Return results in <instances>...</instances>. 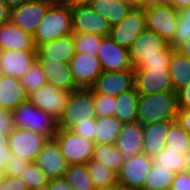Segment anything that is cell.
I'll list each match as a JSON object with an SVG mask.
<instances>
[{
  "mask_svg": "<svg viewBox=\"0 0 190 190\" xmlns=\"http://www.w3.org/2000/svg\"><path fill=\"white\" fill-rule=\"evenodd\" d=\"M172 50L166 40L146 28L129 48L132 67L134 70L168 68Z\"/></svg>",
  "mask_w": 190,
  "mask_h": 190,
  "instance_id": "cell-1",
  "label": "cell"
},
{
  "mask_svg": "<svg viewBox=\"0 0 190 190\" xmlns=\"http://www.w3.org/2000/svg\"><path fill=\"white\" fill-rule=\"evenodd\" d=\"M176 114L175 92L139 95L136 122L142 126L160 121H173Z\"/></svg>",
  "mask_w": 190,
  "mask_h": 190,
  "instance_id": "cell-2",
  "label": "cell"
},
{
  "mask_svg": "<svg viewBox=\"0 0 190 190\" xmlns=\"http://www.w3.org/2000/svg\"><path fill=\"white\" fill-rule=\"evenodd\" d=\"M96 119L94 93L90 88H79L70 92L62 116L58 119L59 129L73 130L77 125Z\"/></svg>",
  "mask_w": 190,
  "mask_h": 190,
  "instance_id": "cell-3",
  "label": "cell"
},
{
  "mask_svg": "<svg viewBox=\"0 0 190 190\" xmlns=\"http://www.w3.org/2000/svg\"><path fill=\"white\" fill-rule=\"evenodd\" d=\"M70 6L52 4L33 35L35 47L72 34Z\"/></svg>",
  "mask_w": 190,
  "mask_h": 190,
  "instance_id": "cell-4",
  "label": "cell"
},
{
  "mask_svg": "<svg viewBox=\"0 0 190 190\" xmlns=\"http://www.w3.org/2000/svg\"><path fill=\"white\" fill-rule=\"evenodd\" d=\"M14 128L28 129L41 133L49 139L58 131V120L47 112L36 108L28 100L12 111Z\"/></svg>",
  "mask_w": 190,
  "mask_h": 190,
  "instance_id": "cell-5",
  "label": "cell"
},
{
  "mask_svg": "<svg viewBox=\"0 0 190 190\" xmlns=\"http://www.w3.org/2000/svg\"><path fill=\"white\" fill-rule=\"evenodd\" d=\"M53 139L58 143L68 166L87 163L92 158L94 142L72 130L58 129Z\"/></svg>",
  "mask_w": 190,
  "mask_h": 190,
  "instance_id": "cell-6",
  "label": "cell"
},
{
  "mask_svg": "<svg viewBox=\"0 0 190 190\" xmlns=\"http://www.w3.org/2000/svg\"><path fill=\"white\" fill-rule=\"evenodd\" d=\"M49 138L28 129L14 128L7 136L10 152L21 158L34 162Z\"/></svg>",
  "mask_w": 190,
  "mask_h": 190,
  "instance_id": "cell-7",
  "label": "cell"
},
{
  "mask_svg": "<svg viewBox=\"0 0 190 190\" xmlns=\"http://www.w3.org/2000/svg\"><path fill=\"white\" fill-rule=\"evenodd\" d=\"M146 28L156 32L168 43L175 34L179 11L171 5H150L144 7Z\"/></svg>",
  "mask_w": 190,
  "mask_h": 190,
  "instance_id": "cell-8",
  "label": "cell"
},
{
  "mask_svg": "<svg viewBox=\"0 0 190 190\" xmlns=\"http://www.w3.org/2000/svg\"><path fill=\"white\" fill-rule=\"evenodd\" d=\"M70 11L73 33L110 35L111 25L89 5H71Z\"/></svg>",
  "mask_w": 190,
  "mask_h": 190,
  "instance_id": "cell-9",
  "label": "cell"
},
{
  "mask_svg": "<svg viewBox=\"0 0 190 190\" xmlns=\"http://www.w3.org/2000/svg\"><path fill=\"white\" fill-rule=\"evenodd\" d=\"M144 7L132 8L129 14L117 25L112 26L109 37L120 47L127 50L146 29Z\"/></svg>",
  "mask_w": 190,
  "mask_h": 190,
  "instance_id": "cell-10",
  "label": "cell"
},
{
  "mask_svg": "<svg viewBox=\"0 0 190 190\" xmlns=\"http://www.w3.org/2000/svg\"><path fill=\"white\" fill-rule=\"evenodd\" d=\"M70 92L61 90L51 83H45L40 88L27 95V100L36 108L54 116L57 120L62 116Z\"/></svg>",
  "mask_w": 190,
  "mask_h": 190,
  "instance_id": "cell-11",
  "label": "cell"
},
{
  "mask_svg": "<svg viewBox=\"0 0 190 190\" xmlns=\"http://www.w3.org/2000/svg\"><path fill=\"white\" fill-rule=\"evenodd\" d=\"M134 86L139 95L174 92L168 68L134 70Z\"/></svg>",
  "mask_w": 190,
  "mask_h": 190,
  "instance_id": "cell-12",
  "label": "cell"
},
{
  "mask_svg": "<svg viewBox=\"0 0 190 190\" xmlns=\"http://www.w3.org/2000/svg\"><path fill=\"white\" fill-rule=\"evenodd\" d=\"M52 5L50 0H30L11 10L10 20L23 31L34 35L37 26Z\"/></svg>",
  "mask_w": 190,
  "mask_h": 190,
  "instance_id": "cell-13",
  "label": "cell"
},
{
  "mask_svg": "<svg viewBox=\"0 0 190 190\" xmlns=\"http://www.w3.org/2000/svg\"><path fill=\"white\" fill-rule=\"evenodd\" d=\"M153 165V159L141 153L124 159L117 182L141 190Z\"/></svg>",
  "mask_w": 190,
  "mask_h": 190,
  "instance_id": "cell-14",
  "label": "cell"
},
{
  "mask_svg": "<svg viewBox=\"0 0 190 190\" xmlns=\"http://www.w3.org/2000/svg\"><path fill=\"white\" fill-rule=\"evenodd\" d=\"M69 66L79 88H90L103 72L99 58L89 54L75 53Z\"/></svg>",
  "mask_w": 190,
  "mask_h": 190,
  "instance_id": "cell-15",
  "label": "cell"
},
{
  "mask_svg": "<svg viewBox=\"0 0 190 190\" xmlns=\"http://www.w3.org/2000/svg\"><path fill=\"white\" fill-rule=\"evenodd\" d=\"M103 72H118L133 69L129 50L117 45L109 36L103 37L97 54Z\"/></svg>",
  "mask_w": 190,
  "mask_h": 190,
  "instance_id": "cell-16",
  "label": "cell"
},
{
  "mask_svg": "<svg viewBox=\"0 0 190 190\" xmlns=\"http://www.w3.org/2000/svg\"><path fill=\"white\" fill-rule=\"evenodd\" d=\"M134 87V69L102 72L90 87L94 94L118 96Z\"/></svg>",
  "mask_w": 190,
  "mask_h": 190,
  "instance_id": "cell-17",
  "label": "cell"
},
{
  "mask_svg": "<svg viewBox=\"0 0 190 190\" xmlns=\"http://www.w3.org/2000/svg\"><path fill=\"white\" fill-rule=\"evenodd\" d=\"M37 61L40 64L50 62L69 63L75 54L74 39L72 34L65 37L40 44L36 47Z\"/></svg>",
  "mask_w": 190,
  "mask_h": 190,
  "instance_id": "cell-18",
  "label": "cell"
},
{
  "mask_svg": "<svg viewBox=\"0 0 190 190\" xmlns=\"http://www.w3.org/2000/svg\"><path fill=\"white\" fill-rule=\"evenodd\" d=\"M34 162L48 176L49 180L62 178L68 167L60 147L54 139L47 141Z\"/></svg>",
  "mask_w": 190,
  "mask_h": 190,
  "instance_id": "cell-19",
  "label": "cell"
},
{
  "mask_svg": "<svg viewBox=\"0 0 190 190\" xmlns=\"http://www.w3.org/2000/svg\"><path fill=\"white\" fill-rule=\"evenodd\" d=\"M36 61V51H0V74L21 79Z\"/></svg>",
  "mask_w": 190,
  "mask_h": 190,
  "instance_id": "cell-20",
  "label": "cell"
},
{
  "mask_svg": "<svg viewBox=\"0 0 190 190\" xmlns=\"http://www.w3.org/2000/svg\"><path fill=\"white\" fill-rule=\"evenodd\" d=\"M36 51L33 36L18 26L11 20L0 26V51Z\"/></svg>",
  "mask_w": 190,
  "mask_h": 190,
  "instance_id": "cell-21",
  "label": "cell"
},
{
  "mask_svg": "<svg viewBox=\"0 0 190 190\" xmlns=\"http://www.w3.org/2000/svg\"><path fill=\"white\" fill-rule=\"evenodd\" d=\"M143 126L138 122L122 123L115 145L124 159L143 153Z\"/></svg>",
  "mask_w": 190,
  "mask_h": 190,
  "instance_id": "cell-22",
  "label": "cell"
},
{
  "mask_svg": "<svg viewBox=\"0 0 190 190\" xmlns=\"http://www.w3.org/2000/svg\"><path fill=\"white\" fill-rule=\"evenodd\" d=\"M171 121H160L143 126V153L154 159L166 145V136Z\"/></svg>",
  "mask_w": 190,
  "mask_h": 190,
  "instance_id": "cell-23",
  "label": "cell"
},
{
  "mask_svg": "<svg viewBox=\"0 0 190 190\" xmlns=\"http://www.w3.org/2000/svg\"><path fill=\"white\" fill-rule=\"evenodd\" d=\"M27 100L20 79L0 74V108L13 111Z\"/></svg>",
  "mask_w": 190,
  "mask_h": 190,
  "instance_id": "cell-24",
  "label": "cell"
},
{
  "mask_svg": "<svg viewBox=\"0 0 190 190\" xmlns=\"http://www.w3.org/2000/svg\"><path fill=\"white\" fill-rule=\"evenodd\" d=\"M40 65L46 74L47 83L67 92L79 89L73 80L69 63L50 62Z\"/></svg>",
  "mask_w": 190,
  "mask_h": 190,
  "instance_id": "cell-25",
  "label": "cell"
},
{
  "mask_svg": "<svg viewBox=\"0 0 190 190\" xmlns=\"http://www.w3.org/2000/svg\"><path fill=\"white\" fill-rule=\"evenodd\" d=\"M89 6L100 14L110 25L119 24L131 11V7L120 0H94Z\"/></svg>",
  "mask_w": 190,
  "mask_h": 190,
  "instance_id": "cell-26",
  "label": "cell"
},
{
  "mask_svg": "<svg viewBox=\"0 0 190 190\" xmlns=\"http://www.w3.org/2000/svg\"><path fill=\"white\" fill-rule=\"evenodd\" d=\"M169 73L176 93L190 83V60L177 50H172Z\"/></svg>",
  "mask_w": 190,
  "mask_h": 190,
  "instance_id": "cell-27",
  "label": "cell"
},
{
  "mask_svg": "<svg viewBox=\"0 0 190 190\" xmlns=\"http://www.w3.org/2000/svg\"><path fill=\"white\" fill-rule=\"evenodd\" d=\"M138 98L139 93L136 91L135 86L116 96L114 116L121 123L136 122Z\"/></svg>",
  "mask_w": 190,
  "mask_h": 190,
  "instance_id": "cell-28",
  "label": "cell"
},
{
  "mask_svg": "<svg viewBox=\"0 0 190 190\" xmlns=\"http://www.w3.org/2000/svg\"><path fill=\"white\" fill-rule=\"evenodd\" d=\"M122 123L115 116L96 117L94 144H114Z\"/></svg>",
  "mask_w": 190,
  "mask_h": 190,
  "instance_id": "cell-29",
  "label": "cell"
},
{
  "mask_svg": "<svg viewBox=\"0 0 190 190\" xmlns=\"http://www.w3.org/2000/svg\"><path fill=\"white\" fill-rule=\"evenodd\" d=\"M92 160H95L108 168L115 171L117 174L124 163V157L114 144H94Z\"/></svg>",
  "mask_w": 190,
  "mask_h": 190,
  "instance_id": "cell-30",
  "label": "cell"
},
{
  "mask_svg": "<svg viewBox=\"0 0 190 190\" xmlns=\"http://www.w3.org/2000/svg\"><path fill=\"white\" fill-rule=\"evenodd\" d=\"M175 173L153 162L141 190H169Z\"/></svg>",
  "mask_w": 190,
  "mask_h": 190,
  "instance_id": "cell-31",
  "label": "cell"
},
{
  "mask_svg": "<svg viewBox=\"0 0 190 190\" xmlns=\"http://www.w3.org/2000/svg\"><path fill=\"white\" fill-rule=\"evenodd\" d=\"M165 147L170 150L180 151V154H190V135L181 127L177 120L169 123Z\"/></svg>",
  "mask_w": 190,
  "mask_h": 190,
  "instance_id": "cell-32",
  "label": "cell"
},
{
  "mask_svg": "<svg viewBox=\"0 0 190 190\" xmlns=\"http://www.w3.org/2000/svg\"><path fill=\"white\" fill-rule=\"evenodd\" d=\"M63 177L73 190H94L86 163L69 165Z\"/></svg>",
  "mask_w": 190,
  "mask_h": 190,
  "instance_id": "cell-33",
  "label": "cell"
},
{
  "mask_svg": "<svg viewBox=\"0 0 190 190\" xmlns=\"http://www.w3.org/2000/svg\"><path fill=\"white\" fill-rule=\"evenodd\" d=\"M189 159L190 154H180V151L170 150L165 147L153 159V162L177 174L185 171Z\"/></svg>",
  "mask_w": 190,
  "mask_h": 190,
  "instance_id": "cell-34",
  "label": "cell"
},
{
  "mask_svg": "<svg viewBox=\"0 0 190 190\" xmlns=\"http://www.w3.org/2000/svg\"><path fill=\"white\" fill-rule=\"evenodd\" d=\"M86 166L94 187L114 185L117 182V173L107 166L92 159Z\"/></svg>",
  "mask_w": 190,
  "mask_h": 190,
  "instance_id": "cell-35",
  "label": "cell"
},
{
  "mask_svg": "<svg viewBox=\"0 0 190 190\" xmlns=\"http://www.w3.org/2000/svg\"><path fill=\"white\" fill-rule=\"evenodd\" d=\"M75 53L97 56L103 36L96 34L72 33Z\"/></svg>",
  "mask_w": 190,
  "mask_h": 190,
  "instance_id": "cell-36",
  "label": "cell"
},
{
  "mask_svg": "<svg viewBox=\"0 0 190 190\" xmlns=\"http://www.w3.org/2000/svg\"><path fill=\"white\" fill-rule=\"evenodd\" d=\"M20 83L24 87L26 95L47 83L46 74L38 61H36L22 76Z\"/></svg>",
  "mask_w": 190,
  "mask_h": 190,
  "instance_id": "cell-37",
  "label": "cell"
},
{
  "mask_svg": "<svg viewBox=\"0 0 190 190\" xmlns=\"http://www.w3.org/2000/svg\"><path fill=\"white\" fill-rule=\"evenodd\" d=\"M18 176L26 184L28 190L36 189L47 184L49 181L48 176L35 162H29Z\"/></svg>",
  "mask_w": 190,
  "mask_h": 190,
  "instance_id": "cell-38",
  "label": "cell"
},
{
  "mask_svg": "<svg viewBox=\"0 0 190 190\" xmlns=\"http://www.w3.org/2000/svg\"><path fill=\"white\" fill-rule=\"evenodd\" d=\"M94 104L96 117L114 116L116 106L115 96L94 94Z\"/></svg>",
  "mask_w": 190,
  "mask_h": 190,
  "instance_id": "cell-39",
  "label": "cell"
},
{
  "mask_svg": "<svg viewBox=\"0 0 190 190\" xmlns=\"http://www.w3.org/2000/svg\"><path fill=\"white\" fill-rule=\"evenodd\" d=\"M28 163L29 161L19 155L11 153L4 168L5 176H18Z\"/></svg>",
  "mask_w": 190,
  "mask_h": 190,
  "instance_id": "cell-40",
  "label": "cell"
},
{
  "mask_svg": "<svg viewBox=\"0 0 190 190\" xmlns=\"http://www.w3.org/2000/svg\"><path fill=\"white\" fill-rule=\"evenodd\" d=\"M190 39V24H178L175 30V34L171 41L169 42V46L173 50H177L180 46Z\"/></svg>",
  "mask_w": 190,
  "mask_h": 190,
  "instance_id": "cell-41",
  "label": "cell"
},
{
  "mask_svg": "<svg viewBox=\"0 0 190 190\" xmlns=\"http://www.w3.org/2000/svg\"><path fill=\"white\" fill-rule=\"evenodd\" d=\"M14 129L12 112L0 108V132L8 136Z\"/></svg>",
  "mask_w": 190,
  "mask_h": 190,
  "instance_id": "cell-42",
  "label": "cell"
},
{
  "mask_svg": "<svg viewBox=\"0 0 190 190\" xmlns=\"http://www.w3.org/2000/svg\"><path fill=\"white\" fill-rule=\"evenodd\" d=\"M0 190H28L19 176H6L0 184Z\"/></svg>",
  "mask_w": 190,
  "mask_h": 190,
  "instance_id": "cell-43",
  "label": "cell"
},
{
  "mask_svg": "<svg viewBox=\"0 0 190 190\" xmlns=\"http://www.w3.org/2000/svg\"><path fill=\"white\" fill-rule=\"evenodd\" d=\"M95 130V119H90V123L79 124L72 131L94 142Z\"/></svg>",
  "mask_w": 190,
  "mask_h": 190,
  "instance_id": "cell-44",
  "label": "cell"
},
{
  "mask_svg": "<svg viewBox=\"0 0 190 190\" xmlns=\"http://www.w3.org/2000/svg\"><path fill=\"white\" fill-rule=\"evenodd\" d=\"M169 190H190V175L186 171L175 174Z\"/></svg>",
  "mask_w": 190,
  "mask_h": 190,
  "instance_id": "cell-45",
  "label": "cell"
},
{
  "mask_svg": "<svg viewBox=\"0 0 190 190\" xmlns=\"http://www.w3.org/2000/svg\"><path fill=\"white\" fill-rule=\"evenodd\" d=\"M177 109H190V83L176 92Z\"/></svg>",
  "mask_w": 190,
  "mask_h": 190,
  "instance_id": "cell-46",
  "label": "cell"
},
{
  "mask_svg": "<svg viewBox=\"0 0 190 190\" xmlns=\"http://www.w3.org/2000/svg\"><path fill=\"white\" fill-rule=\"evenodd\" d=\"M11 155L10 149L7 145V136L0 132V168L4 169Z\"/></svg>",
  "mask_w": 190,
  "mask_h": 190,
  "instance_id": "cell-47",
  "label": "cell"
},
{
  "mask_svg": "<svg viewBox=\"0 0 190 190\" xmlns=\"http://www.w3.org/2000/svg\"><path fill=\"white\" fill-rule=\"evenodd\" d=\"M181 127L190 135V109H177L176 118Z\"/></svg>",
  "mask_w": 190,
  "mask_h": 190,
  "instance_id": "cell-48",
  "label": "cell"
},
{
  "mask_svg": "<svg viewBox=\"0 0 190 190\" xmlns=\"http://www.w3.org/2000/svg\"><path fill=\"white\" fill-rule=\"evenodd\" d=\"M48 185L50 190H73L64 177L50 179Z\"/></svg>",
  "mask_w": 190,
  "mask_h": 190,
  "instance_id": "cell-49",
  "label": "cell"
},
{
  "mask_svg": "<svg viewBox=\"0 0 190 190\" xmlns=\"http://www.w3.org/2000/svg\"><path fill=\"white\" fill-rule=\"evenodd\" d=\"M11 10L0 0V26L10 20Z\"/></svg>",
  "mask_w": 190,
  "mask_h": 190,
  "instance_id": "cell-50",
  "label": "cell"
},
{
  "mask_svg": "<svg viewBox=\"0 0 190 190\" xmlns=\"http://www.w3.org/2000/svg\"><path fill=\"white\" fill-rule=\"evenodd\" d=\"M178 24H190V6L179 11Z\"/></svg>",
  "mask_w": 190,
  "mask_h": 190,
  "instance_id": "cell-51",
  "label": "cell"
},
{
  "mask_svg": "<svg viewBox=\"0 0 190 190\" xmlns=\"http://www.w3.org/2000/svg\"><path fill=\"white\" fill-rule=\"evenodd\" d=\"M170 5L174 7L177 11L190 6V0H171Z\"/></svg>",
  "mask_w": 190,
  "mask_h": 190,
  "instance_id": "cell-52",
  "label": "cell"
},
{
  "mask_svg": "<svg viewBox=\"0 0 190 190\" xmlns=\"http://www.w3.org/2000/svg\"><path fill=\"white\" fill-rule=\"evenodd\" d=\"M2 2L5 3V5L10 9H14L18 6H21L24 3L29 2L30 0H1Z\"/></svg>",
  "mask_w": 190,
  "mask_h": 190,
  "instance_id": "cell-53",
  "label": "cell"
},
{
  "mask_svg": "<svg viewBox=\"0 0 190 190\" xmlns=\"http://www.w3.org/2000/svg\"><path fill=\"white\" fill-rule=\"evenodd\" d=\"M120 1L131 8H141L145 7L146 0H120Z\"/></svg>",
  "mask_w": 190,
  "mask_h": 190,
  "instance_id": "cell-54",
  "label": "cell"
},
{
  "mask_svg": "<svg viewBox=\"0 0 190 190\" xmlns=\"http://www.w3.org/2000/svg\"><path fill=\"white\" fill-rule=\"evenodd\" d=\"M177 51L190 60V39L187 41V43H184L182 46H180Z\"/></svg>",
  "mask_w": 190,
  "mask_h": 190,
  "instance_id": "cell-55",
  "label": "cell"
},
{
  "mask_svg": "<svg viewBox=\"0 0 190 190\" xmlns=\"http://www.w3.org/2000/svg\"><path fill=\"white\" fill-rule=\"evenodd\" d=\"M171 0H146L145 6L150 5H170Z\"/></svg>",
  "mask_w": 190,
  "mask_h": 190,
  "instance_id": "cell-56",
  "label": "cell"
},
{
  "mask_svg": "<svg viewBox=\"0 0 190 190\" xmlns=\"http://www.w3.org/2000/svg\"><path fill=\"white\" fill-rule=\"evenodd\" d=\"M52 4L56 5H75V0H50Z\"/></svg>",
  "mask_w": 190,
  "mask_h": 190,
  "instance_id": "cell-57",
  "label": "cell"
},
{
  "mask_svg": "<svg viewBox=\"0 0 190 190\" xmlns=\"http://www.w3.org/2000/svg\"><path fill=\"white\" fill-rule=\"evenodd\" d=\"M114 190H138V189L116 182L114 184Z\"/></svg>",
  "mask_w": 190,
  "mask_h": 190,
  "instance_id": "cell-58",
  "label": "cell"
},
{
  "mask_svg": "<svg viewBox=\"0 0 190 190\" xmlns=\"http://www.w3.org/2000/svg\"><path fill=\"white\" fill-rule=\"evenodd\" d=\"M94 0H75V5H89Z\"/></svg>",
  "mask_w": 190,
  "mask_h": 190,
  "instance_id": "cell-59",
  "label": "cell"
},
{
  "mask_svg": "<svg viewBox=\"0 0 190 190\" xmlns=\"http://www.w3.org/2000/svg\"><path fill=\"white\" fill-rule=\"evenodd\" d=\"M94 190H114V185L94 187Z\"/></svg>",
  "mask_w": 190,
  "mask_h": 190,
  "instance_id": "cell-60",
  "label": "cell"
},
{
  "mask_svg": "<svg viewBox=\"0 0 190 190\" xmlns=\"http://www.w3.org/2000/svg\"><path fill=\"white\" fill-rule=\"evenodd\" d=\"M5 172L4 169L0 168V184L3 182V180L5 179Z\"/></svg>",
  "mask_w": 190,
  "mask_h": 190,
  "instance_id": "cell-61",
  "label": "cell"
},
{
  "mask_svg": "<svg viewBox=\"0 0 190 190\" xmlns=\"http://www.w3.org/2000/svg\"><path fill=\"white\" fill-rule=\"evenodd\" d=\"M33 190H50L48 183Z\"/></svg>",
  "mask_w": 190,
  "mask_h": 190,
  "instance_id": "cell-62",
  "label": "cell"
},
{
  "mask_svg": "<svg viewBox=\"0 0 190 190\" xmlns=\"http://www.w3.org/2000/svg\"><path fill=\"white\" fill-rule=\"evenodd\" d=\"M185 171L190 175V159H189V162L186 164Z\"/></svg>",
  "mask_w": 190,
  "mask_h": 190,
  "instance_id": "cell-63",
  "label": "cell"
}]
</instances>
